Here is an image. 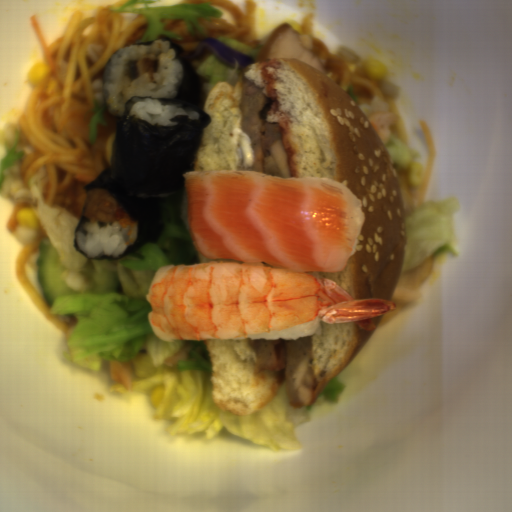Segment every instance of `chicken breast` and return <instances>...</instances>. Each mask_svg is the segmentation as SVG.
Segmentation results:
<instances>
[{
    "label": "chicken breast",
    "instance_id": "3",
    "mask_svg": "<svg viewBox=\"0 0 512 512\" xmlns=\"http://www.w3.org/2000/svg\"><path fill=\"white\" fill-rule=\"evenodd\" d=\"M108 364L112 380L116 385L122 386L131 392L135 390L132 384L138 374L130 360H112Z\"/></svg>",
    "mask_w": 512,
    "mask_h": 512
},
{
    "label": "chicken breast",
    "instance_id": "1",
    "mask_svg": "<svg viewBox=\"0 0 512 512\" xmlns=\"http://www.w3.org/2000/svg\"><path fill=\"white\" fill-rule=\"evenodd\" d=\"M298 58L325 72L313 40L291 23H283L273 30L263 43L256 64L274 59Z\"/></svg>",
    "mask_w": 512,
    "mask_h": 512
},
{
    "label": "chicken breast",
    "instance_id": "2",
    "mask_svg": "<svg viewBox=\"0 0 512 512\" xmlns=\"http://www.w3.org/2000/svg\"><path fill=\"white\" fill-rule=\"evenodd\" d=\"M382 146H387L390 142L398 117L394 111H376L364 115Z\"/></svg>",
    "mask_w": 512,
    "mask_h": 512
}]
</instances>
